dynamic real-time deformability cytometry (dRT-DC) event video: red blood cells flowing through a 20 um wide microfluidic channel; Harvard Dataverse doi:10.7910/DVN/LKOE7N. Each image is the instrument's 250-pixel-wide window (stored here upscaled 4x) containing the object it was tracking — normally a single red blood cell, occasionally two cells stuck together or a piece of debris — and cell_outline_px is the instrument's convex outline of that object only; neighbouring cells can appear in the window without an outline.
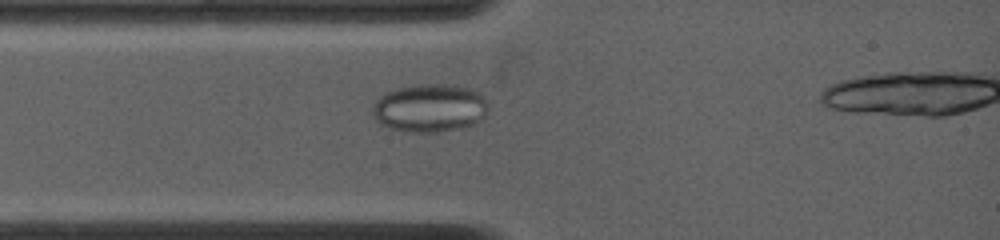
{"species": "common noctule bat (a hibernating species)", "species_latin": "Nyctalus noctula", "temperature_condition": "warm", "stored_images_in_passage": 41, "camera_frame_rate_fps": 4500, "um_per_image_px": 0.085, "animal": {"sex": "female", "body_mass_g": 19.0, "forearm_length_mm": 53.3}, "frame": {"image": 1, "passage_image": 7, "time_ms": 2.0, "image_size_px": [1000, 240], "cell_outline_px": [[488, 112], [480, 120], [464, 128], [436, 132], [412, 132], [388, 128], [380, 124], [376, 120], [372, 112], [372, 104], [384, 92], [396, 88], [420, 84], [452, 84], [468, 88], [480, 92], [488, 100]], "centroid_in_image_um": [36.54, 9.17], "position_along_channel_um": 48.5, "area_um2": 33.0}}
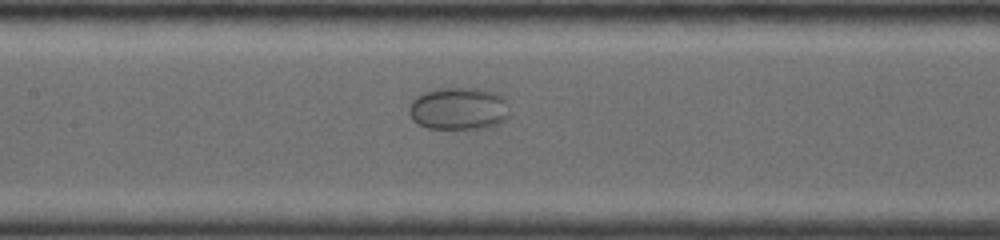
{"frame": {"image": 2, "passage_image": 17, "time_ms": 5.333, "image_size_px": [1000, 240], "cell_outline_px": [[508, 116], [500, 124], [488, 128], [428, 128], [412, 120], [408, 112], [408, 108], [412, 100], [416, 96], [424, 92], [440, 88], [476, 88], [496, 92], [504, 96]], "centroid_in_image_um": [38.98, 9.22], "position_along_channel_um": 168.4, "area_um2": 24.97}}
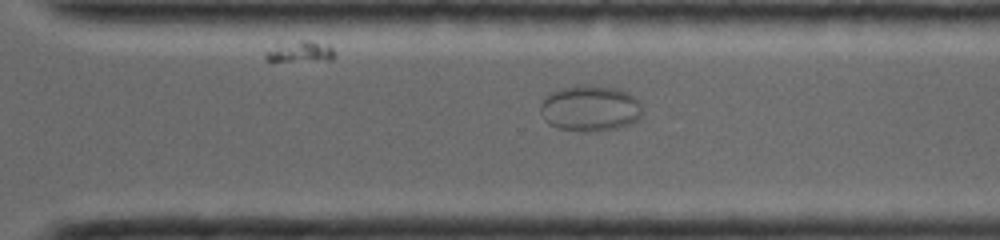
{"frame": {"image": 3, "passage_image": 30, "time_ms": 9.556, "image_size_px": [1000, 240], "cell_outline_px": [[640, 116], [636, 120], [628, 124], [616, 128], [560, 128], [548, 124], [544, 120], [540, 112], [540, 104], [552, 92], [564, 88], [580, 84], [592, 84], [616, 88], [628, 92], [640, 104]], "centroid_in_image_um": [50.13, 9.14], "position_along_channel_um": 320.5, "area_um2": 26.24}}